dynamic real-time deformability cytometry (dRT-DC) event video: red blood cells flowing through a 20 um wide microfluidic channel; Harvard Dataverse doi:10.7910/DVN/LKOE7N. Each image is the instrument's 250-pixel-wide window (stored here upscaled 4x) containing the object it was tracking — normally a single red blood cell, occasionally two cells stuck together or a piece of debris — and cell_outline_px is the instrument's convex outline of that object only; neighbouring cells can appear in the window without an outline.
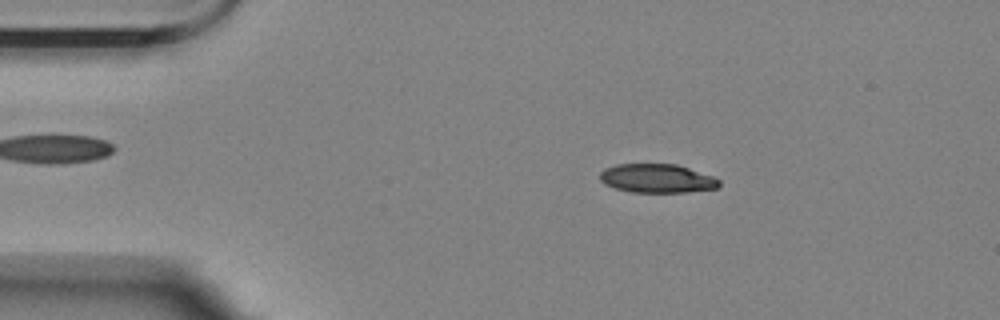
{"species": "Egyptian fruit bat (a non-hibernating species)", "species_latin": "Rousettus aegyptiacus", "temperature_condition": "room temperature", "stored_images_in_passage": 49, "camera_frame_rate_fps": 3000, "um_per_image_px": 0.085, "animal": {"sex": "female"}, "frame": {"image": 1, "passage_image": 2, "time_ms": 0.333, "image_size_px": [1000, 320], "cell_outline_px": [[720, 184], [716, 188], [688, 192], [632, 192], [616, 188], [604, 184], [600, 180], [600, 172], [604, 168], [616, 164], [676, 164], [712, 176], [720, 180]], "centroid_in_image_um": [55.82, 15.16], "position_along_channel_um": 29.2, "area_um2": 19.94}}
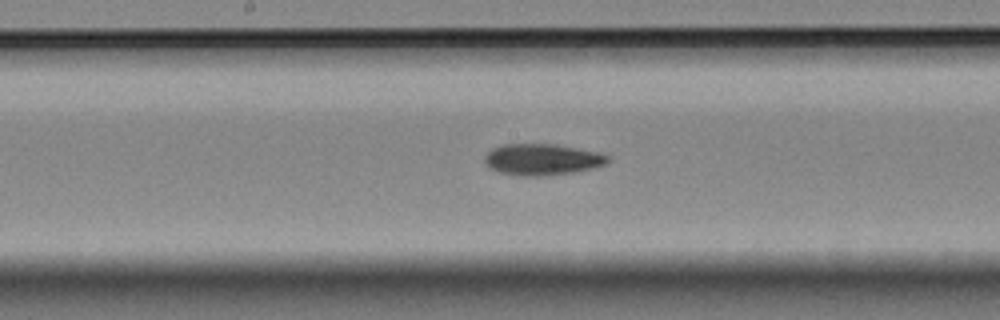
{"frame": {"image": 2, "passage_image": 21, "time_ms": 6.667, "image_size_px": [1000, 320], "cell_outline_px": [[608, 160], [604, 164], [592, 168], [576, 172], [544, 176], [528, 176], [496, 172], [488, 168], [484, 164], [484, 156], [492, 148], [504, 144], [556, 144], [600, 152], [608, 156]], "centroid_in_image_um": [46.04, 13.55], "position_along_channel_um": 202.2, "area_um2": 22.66}}
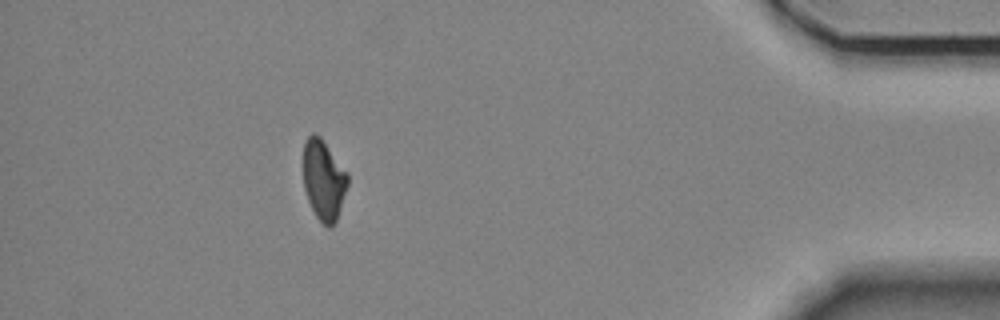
{"frame": {"image": 3, "passage_image": 43, "time_ms": 14.0, "image_size_px": [1000, 320], "cell_outline_px": [[348, 184], [336, 220], [332, 228], [328, 228], [316, 216], [308, 200], [304, 188], [304, 140], [312, 132], [316, 132], [320, 136], [348, 172]], "centroid_in_image_um": [27.51, 15.26], "position_along_channel_um": 407.7, "area_um2": 20.75}, "authors_computed_cell_mechanics": {"area_um2": 21.675, "velocity_mm_per_s": 3.5079, "shape_relaxation_time_tau1_ms": 7.4055, "shape_relaxation_time_tau2_ms": null, "deformation_change_tau1": 0.1756, "deformation_change_tau2": null}}